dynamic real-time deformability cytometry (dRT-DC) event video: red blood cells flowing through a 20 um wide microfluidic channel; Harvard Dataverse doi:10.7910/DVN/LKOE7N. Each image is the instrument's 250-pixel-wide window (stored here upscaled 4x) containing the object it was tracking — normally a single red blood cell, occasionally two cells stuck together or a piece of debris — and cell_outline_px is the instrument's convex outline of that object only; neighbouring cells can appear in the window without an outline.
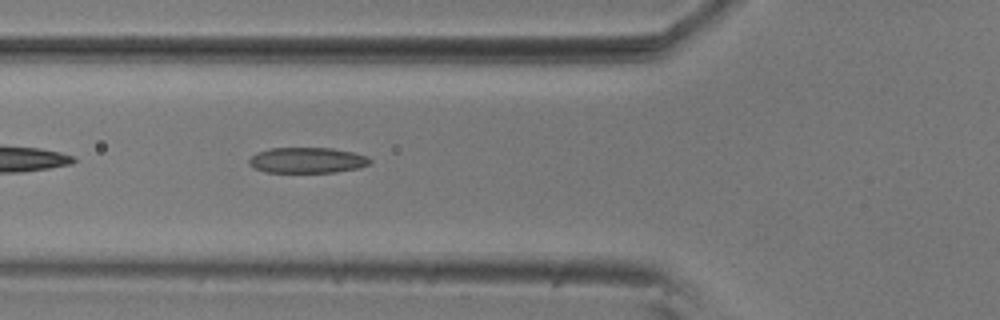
{"species": "common noctule bat (a hibernating species)", "species_latin": "Nyctalus noctula", "temperature_condition": "room temperature", "stored_images_in_passage": 40, "camera_frame_rate_fps": 3000, "um_per_image_px": 0.085, "animal": {"sex": "male", "body_mass_g": 20.5, "forearm_length_mm": 52.5}, "frame": {"image": 1, "passage_image": 5, "time_ms": 1.333, "image_size_px": [1000, 320], "cell_outline_px": [[372, 160], [368, 164], [360, 168], [336, 172], [264, 172], [252, 168], [248, 164], [248, 160], [256, 152], [272, 148], [332, 148], [352, 152], [368, 156]], "centroid_in_image_um": [26.09, 13.62], "position_along_channel_um": 99.7, "area_um2": 18.21}}
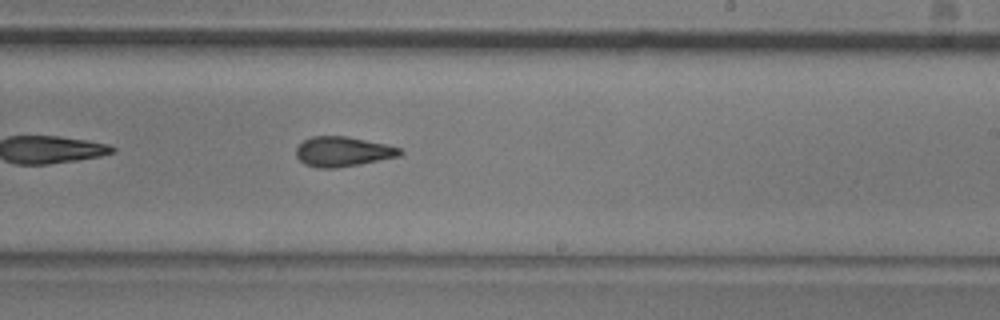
{"frame": {"image": 2, "passage_image": 18, "time_ms": 5.667, "image_size_px": [1000, 320], "cell_outline_px": [[404, 152], [400, 156], [360, 164], [336, 168], [316, 168], [304, 164], [296, 156], [296, 148], [304, 140], [312, 136], [348, 136], [388, 144], [400, 148]], "centroid_in_image_um": [29.16, 12.88], "position_along_channel_um": 259.8, "area_um2": 18.26}}
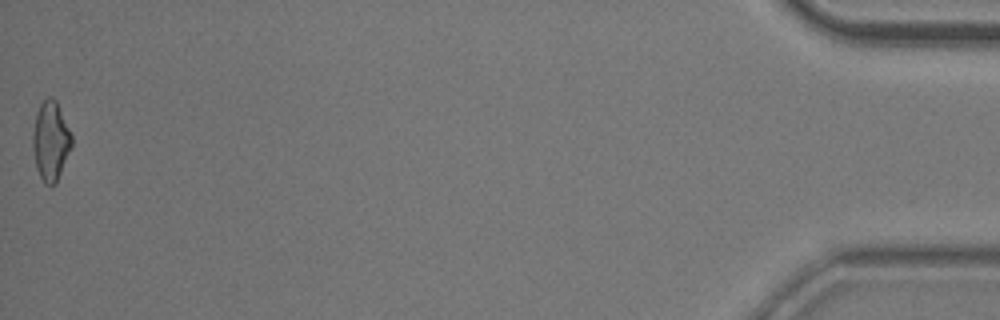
{"frame": {"image": 3, "passage_image": 40, "time_ms": 13.0, "image_size_px": [1000, 320], "cell_outline_px": [[72, 148], [56, 184], [52, 188], [44, 184], [36, 168], [32, 148], [32, 136], [36, 112], [40, 104], [48, 96], [52, 96], [56, 100], [72, 136]], "centroid_in_image_um": [4.3, 12.03], "position_along_channel_um": 430.9, "area_um2": 18.32}, "authors_computed_cell_mechanics": {"area_um2": 18.0914, "velocity_mm_per_s": 3.6844, "shape_relaxation_time_tau1_ms": 7.3551, "shape_relaxation_time_tau2_ms": 2.2157, "deformation_change_tau1": 0.1738, "deformation_change_tau2": 0.1032}}